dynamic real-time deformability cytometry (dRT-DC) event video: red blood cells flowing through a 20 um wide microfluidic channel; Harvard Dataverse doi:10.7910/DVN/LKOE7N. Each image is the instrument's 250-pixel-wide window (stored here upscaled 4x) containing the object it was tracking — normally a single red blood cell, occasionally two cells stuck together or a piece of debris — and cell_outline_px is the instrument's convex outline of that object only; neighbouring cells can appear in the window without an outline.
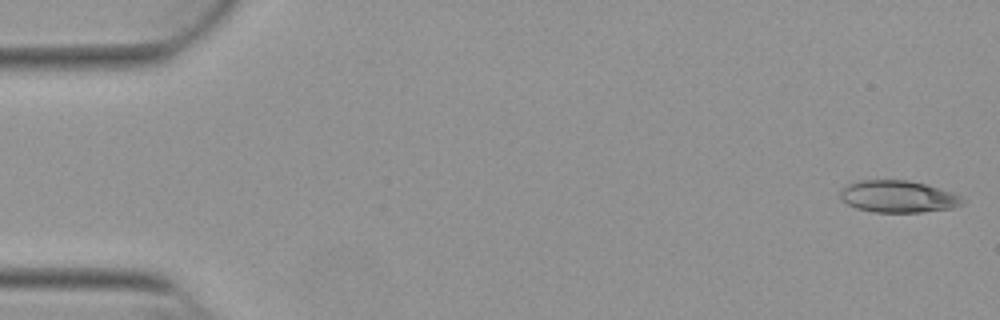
{"species": "Egyptian fruit bat (a non-hibernating species)", "species_latin": "Rousettus aegyptiacus", "temperature_condition": "warm", "stored_images_in_passage": 52, "camera_frame_rate_fps": 3000, "um_per_image_px": 0.085, "animal": {"sex": "female"}, "frame": {"image": 1, "passage_image": 1, "time_ms": 0.0, "image_size_px": [1000, 320], "cell_outline_px": [[964, 204], [952, 208], [920, 212], [872, 212], [856, 208], [848, 204], [840, 196], [840, 192], [848, 184], [860, 180], [908, 180], [928, 184], [952, 192], [960, 196], [964, 200]], "centroid_in_image_um": [76.37, 16.7], "position_along_channel_um": 8.6, "area_um2": 22.77}}
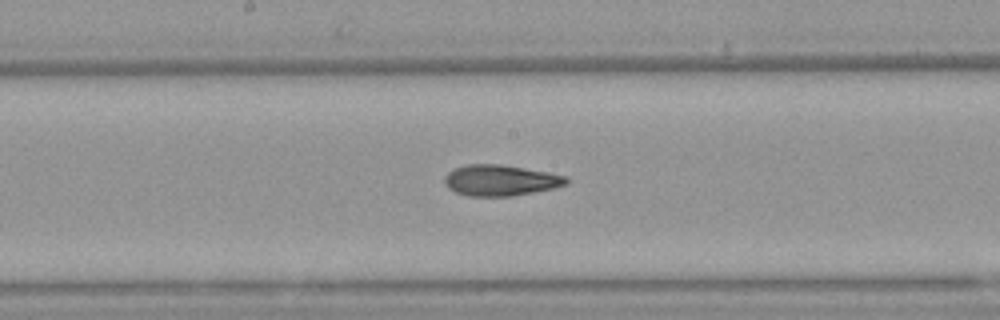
{"frame": {"image": 2, "passage_image": 27, "time_ms": 8.667, "image_size_px": [1000, 320], "cell_outline_px": [[568, 184], [556, 188], [512, 196], [468, 196], [456, 192], [448, 188], [444, 184], [444, 176], [452, 168], [468, 164], [500, 164], [548, 172], [568, 176]], "centroid_in_image_um": [42.54, 15.32], "position_along_channel_um": 205.7, "area_um2": 22.2}}
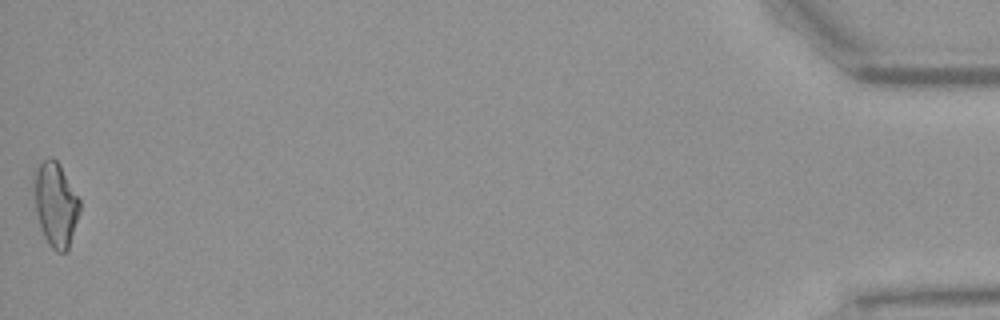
{"frame": {"image": 3, "passage_image": 52, "time_ms": 17.0, "image_size_px": [1000, 320], "cell_outline_px": [[80, 212], [68, 252], [56, 252], [48, 244], [40, 228], [36, 212], [36, 168], [48, 156], [56, 160], [60, 164], [80, 200]], "centroid_in_image_um": [4.77, 17.43], "position_along_channel_um": 430.4, "area_um2": 22.14}, "authors_computed_cell_mechanics": {"area_um2": 22.0218, "velocity_mm_per_s": 3.8877, "shape_relaxation_time_tau1_ms": null, "shape_relaxation_time_tau2_ms": 4.4514, "deformation_change_tau1": null, "deformation_change_tau2": 0.1325}}